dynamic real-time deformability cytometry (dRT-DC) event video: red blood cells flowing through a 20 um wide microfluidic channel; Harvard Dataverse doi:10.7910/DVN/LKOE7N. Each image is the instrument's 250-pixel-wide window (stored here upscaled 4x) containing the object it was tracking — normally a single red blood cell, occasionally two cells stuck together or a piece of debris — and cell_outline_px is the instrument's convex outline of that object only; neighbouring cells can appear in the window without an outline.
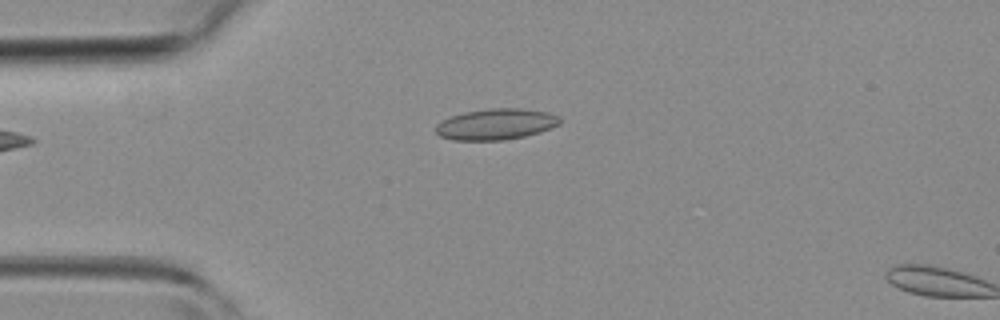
{"species": "common noctule bat (a hibernating species)", "species_latin": "Nyctalus noctula", "temperature_condition": "room temperature", "stored_images_in_passage": 4, "camera_frame_rate_fps": 3000, "um_per_image_px": 0.085, "animal": {"sex": "female", "body_mass_g": 19.3, "forearm_length_mm": 54.1}, "frame": {"image": 1, "passage_image": 4, "time_ms": 3.667, "image_size_px": [1000, 320], "cell_outline_px": [[560, 124], [552, 128], [540, 132], [524, 136], [504, 140], [452, 140], [440, 136], [436, 132], [436, 124], [452, 116], [464, 112], [488, 108], [524, 108], [548, 112], [560, 116]], "centroid_in_image_um": [42.19, 10.55], "position_along_channel_um": 42.8, "area_um2": 22.54}}